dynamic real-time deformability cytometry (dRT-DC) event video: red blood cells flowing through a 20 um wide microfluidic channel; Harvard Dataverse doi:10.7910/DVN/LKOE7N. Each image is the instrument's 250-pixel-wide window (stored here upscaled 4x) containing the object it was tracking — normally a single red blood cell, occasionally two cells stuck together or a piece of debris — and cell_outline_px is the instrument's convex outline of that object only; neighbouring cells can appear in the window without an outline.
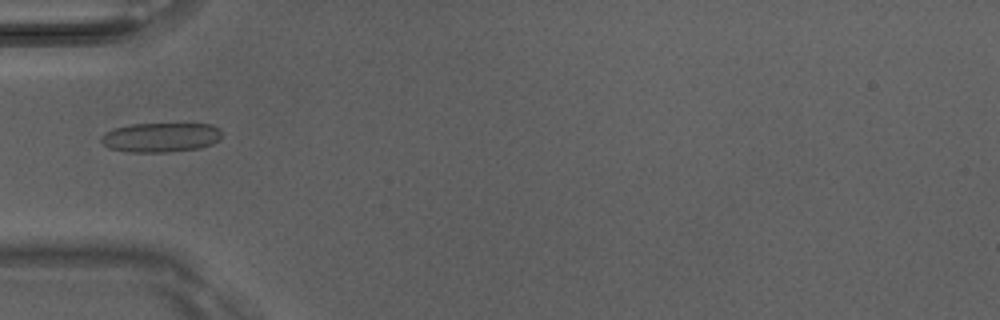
{"species": "Egyptian fruit bat (a non-hibernating species)", "species_latin": "Rousettus aegyptiacus", "temperature_condition": "room temperature", "stored_images_in_passage": 3, "camera_frame_rate_fps": 3000, "um_per_image_px": 0.085, "animal": {"sex": "male"}, "frame": {"image": 1, "passage_image": 2, "time_ms": 0.333, "image_size_px": [1000, 320], "cell_outline_px": [[220, 140], [212, 144], [200, 148], [168, 152], [128, 152], [108, 148], [100, 140], [100, 136], [104, 132], [112, 128], [132, 124], [212, 124], [220, 128]], "centroid_in_image_um": [13.64, 11.68], "position_along_channel_um": 71.4, "area_um2": 20.92}}